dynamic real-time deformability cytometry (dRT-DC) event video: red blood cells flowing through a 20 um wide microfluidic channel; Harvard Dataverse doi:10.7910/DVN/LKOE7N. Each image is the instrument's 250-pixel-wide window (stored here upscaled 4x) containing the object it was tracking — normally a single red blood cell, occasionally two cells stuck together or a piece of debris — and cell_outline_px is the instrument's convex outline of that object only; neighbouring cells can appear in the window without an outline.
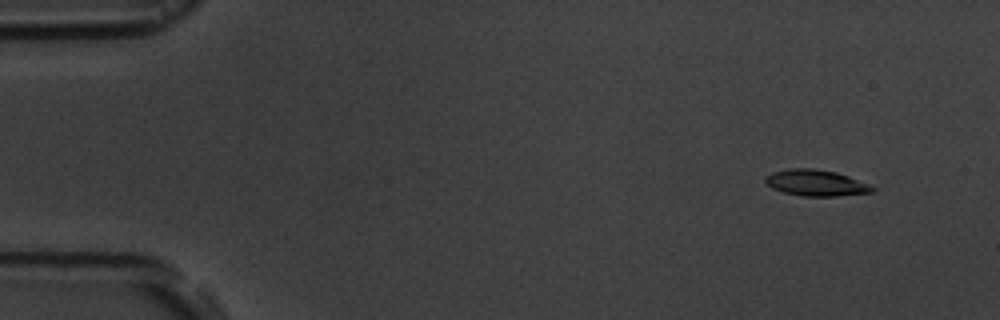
{"species": "common noctule bat (a hibernating species)", "species_latin": "Nyctalus noctula", "temperature_condition": "room temperature", "stored_images_in_passage": 49, "camera_frame_rate_fps": 3000, "um_per_image_px": 0.085, "animal": {"sex": "male", "body_mass_g": 19.5, "forearm_length_mm": 54.6}, "frame": {"image": 1, "passage_image": 1, "time_ms": 0.0, "image_size_px": [1000, 320], "cell_outline_px": [[876, 188], [872, 192], [836, 196], [800, 196], [784, 192], [772, 188], [764, 180], [764, 176], [772, 172], [792, 168], [812, 168], [836, 172], [848, 176], [868, 184]], "centroid_in_image_um": [69.33, 15.54], "position_along_channel_um": 15.7, "area_um2": 16.24}}
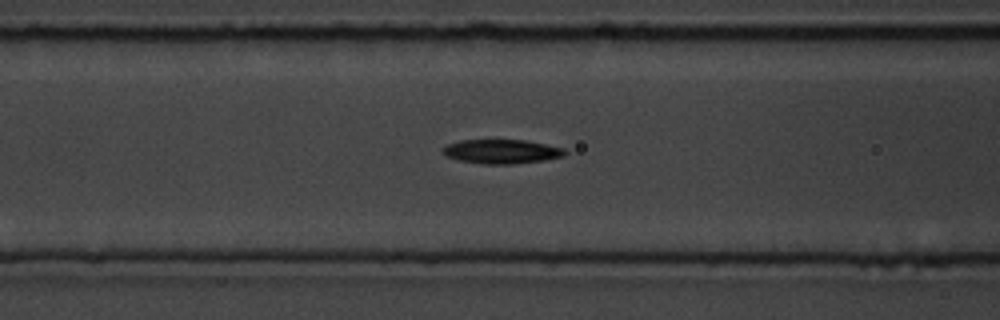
{"frame": {"image": 2, "passage_image": 19, "time_ms": 6.0, "image_size_px": [1000, 320], "cell_outline_px": [[568, 152], [564, 156], [544, 160], [512, 164], [484, 164], [456, 160], [448, 156], [444, 152], [444, 148], [448, 144], [460, 140], [524, 140], [564, 148]], "centroid_in_image_um": [42.67, 12.88], "position_along_channel_um": 123.9, "area_um2": 17.05}}
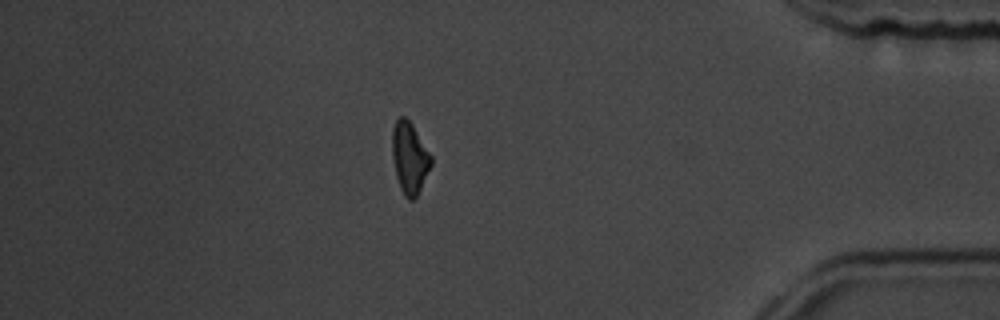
{"frame": {"image": 3, "passage_image": 45, "time_ms": 14.667, "image_size_px": [1000, 320], "cell_outline_px": [[432, 164], [416, 196], [412, 200], [408, 200], [404, 196], [400, 188], [396, 176], [392, 160], [392, 128], [396, 120], [400, 116], [404, 116], [412, 124], [432, 156]], "centroid_in_image_um": [34.8, 13.4], "position_along_channel_um": 400.4, "area_um2": 16.18}}